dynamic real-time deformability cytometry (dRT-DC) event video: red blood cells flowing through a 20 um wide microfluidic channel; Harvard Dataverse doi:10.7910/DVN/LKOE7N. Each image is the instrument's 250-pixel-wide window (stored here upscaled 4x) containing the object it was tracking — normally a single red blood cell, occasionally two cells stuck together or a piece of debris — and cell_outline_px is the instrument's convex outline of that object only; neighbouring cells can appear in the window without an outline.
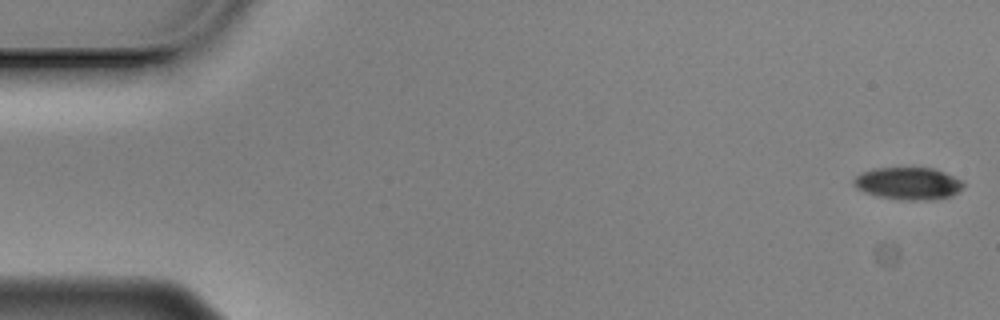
{"species": "Egyptian fruit bat (a non-hibernating species)", "species_latin": "Rousettus aegyptiacus", "temperature_condition": "cold", "stored_images_in_passage": 57, "camera_frame_rate_fps": 3000, "um_per_image_px": 0.085, "animal": {"sex": "male"}, "frame": {"image": 1, "passage_image": 1, "time_ms": 0.0, "image_size_px": [1000, 320], "cell_outline_px": [[964, 184], [952, 196], [932, 200], [900, 200], [880, 196], [864, 192], [856, 188], [852, 184], [852, 180], [860, 172], [872, 168], [932, 168], [944, 172], [960, 180]], "centroid_in_image_um": [77.13, 15.59], "position_along_channel_um": 7.9, "area_um2": 20.63}}
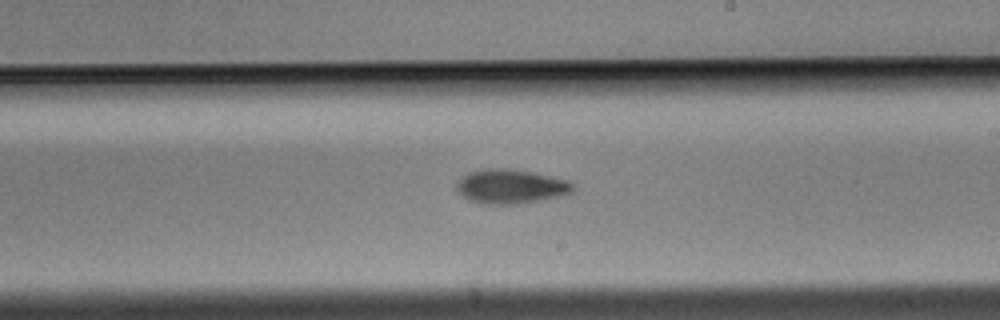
{"frame": {"image": 2, "passage_image": 33, "time_ms": 10.667, "image_size_px": [1000, 320], "cell_outline_px": [[572, 192], [556, 196], [536, 200], [512, 204], [484, 204], [472, 200], [464, 196], [456, 188], [456, 184], [468, 172], [488, 168], [508, 168], [532, 172], [568, 180], [572, 184]], "centroid_in_image_um": [43.38, 15.83], "position_along_channel_um": 245.6, "area_um2": 22.6}}
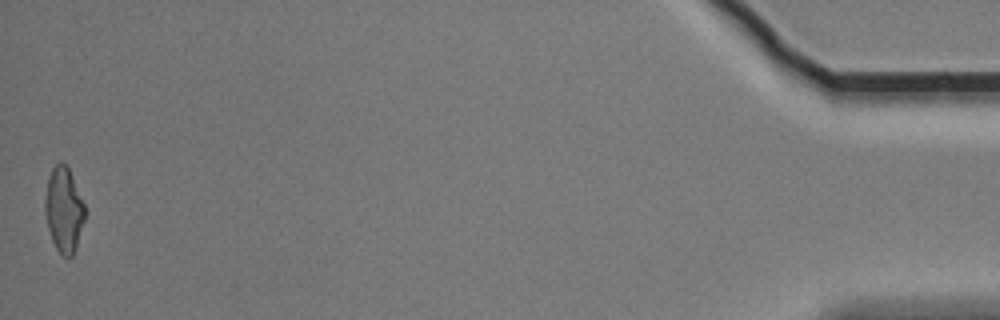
{"frame": {"image": 3, "passage_image": 57, "time_ms": 18.667, "image_size_px": [1000, 320], "cell_outline_px": [[84, 220], [76, 248], [72, 256], [68, 260], [56, 248], [52, 240], [48, 228], [44, 212], [44, 200], [48, 176], [52, 168], [60, 160], [68, 168], [72, 176], [84, 204]], "centroid_in_image_um": [5.4, 17.84], "position_along_channel_um": 429.8, "area_um2": 19.65}, "authors_computed_cell_mechanics": {"area_um2": 21.5016, "velocity_mm_per_s": 3.4972, "shape_relaxation_time_tau1_ms": 4.2778, "shape_relaxation_time_tau2_ms": 6.9841, "deformation_change_tau1": 0.1273, "deformation_change_tau2": 0.1693}}